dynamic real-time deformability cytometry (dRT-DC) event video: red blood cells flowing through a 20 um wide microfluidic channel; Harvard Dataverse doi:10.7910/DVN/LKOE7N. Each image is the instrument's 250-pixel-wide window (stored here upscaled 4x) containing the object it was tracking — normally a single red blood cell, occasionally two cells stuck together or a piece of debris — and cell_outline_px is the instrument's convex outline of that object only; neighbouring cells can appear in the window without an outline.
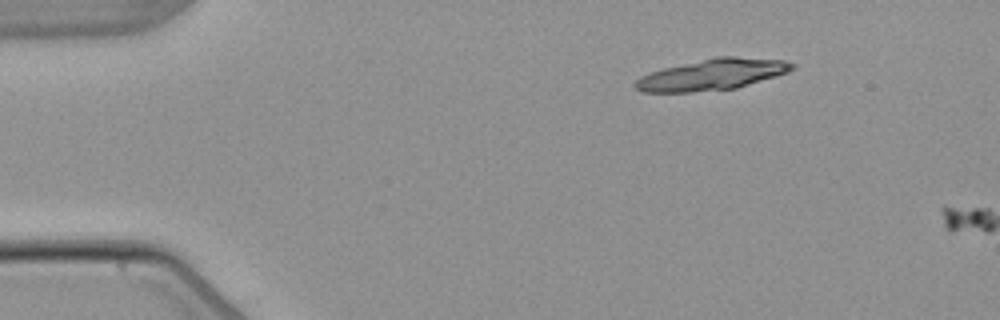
{"species": "common noctule bat (a hibernating species)", "species_latin": "Nyctalus noctula", "temperature_condition": "warm", "stored_images_in_passage": 3, "camera_frame_rate_fps": 3000, "um_per_image_px": 0.085, "animal": {"sex": "male", "body_mass_g": 21.5, "forearm_length_mm": 52.0}, "frame": {"image": 1, "passage_image": 2, "time_ms": 1.333, "image_size_px": [1000, 320], "cell_outline_px": [[796, 64], [788, 72], [776, 76], [736, 88], [692, 92], [640, 92], [632, 84], [640, 76], [664, 68], [716, 56], [736, 56], [784, 60]], "centroid_in_image_um": [60.53, 6.33], "position_along_channel_um": 24.5, "area_um2": 28.32}}